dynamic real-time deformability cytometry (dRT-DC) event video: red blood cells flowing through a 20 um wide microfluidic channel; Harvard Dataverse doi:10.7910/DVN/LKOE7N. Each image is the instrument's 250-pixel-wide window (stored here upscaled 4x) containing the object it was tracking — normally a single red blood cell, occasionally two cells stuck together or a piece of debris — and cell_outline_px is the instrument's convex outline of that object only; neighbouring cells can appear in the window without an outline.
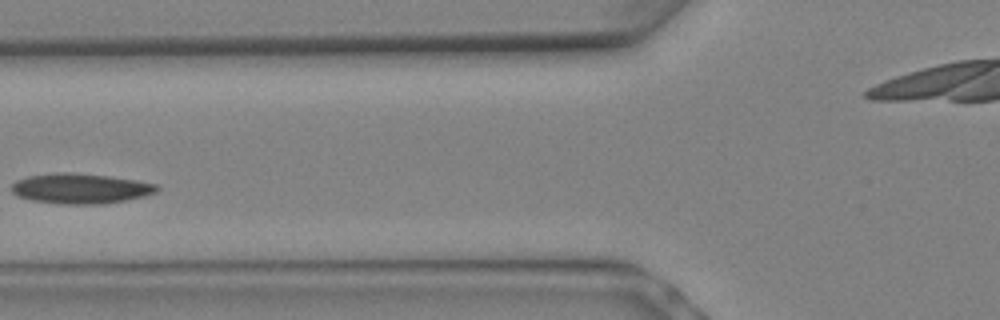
{"species": "Egyptian fruit bat (a non-hibernating species)", "species_latin": "Rousettus aegyptiacus", "temperature_condition": "warm", "stored_images_in_passage": 5, "camera_frame_rate_fps": 3000, "um_per_image_px": 0.085, "animal": {"sex": "female"}, "frame": {"image": 1, "passage_image": 3, "time_ms": 0.667, "image_size_px": [1000, 320], "cell_outline_px": [[160, 188], [156, 192], [144, 196], [104, 204], [60, 204], [32, 200], [16, 196], [12, 192], [12, 184], [16, 180], [28, 176], [52, 172], [72, 172], [108, 176], [136, 180], [156, 184]], "centroid_in_image_um": [6.81, 16.02], "position_along_channel_um": 119.0, "area_um2": 25.66}}